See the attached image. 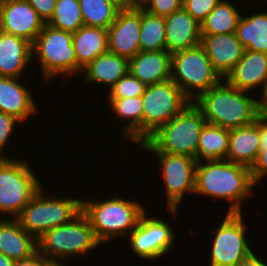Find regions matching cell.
<instances>
[{"label": "cell", "instance_id": "obj_31", "mask_svg": "<svg viewBox=\"0 0 267 266\" xmlns=\"http://www.w3.org/2000/svg\"><path fill=\"white\" fill-rule=\"evenodd\" d=\"M139 45L141 52L166 50L164 17L153 15L142 7Z\"/></svg>", "mask_w": 267, "mask_h": 266}, {"label": "cell", "instance_id": "obj_33", "mask_svg": "<svg viewBox=\"0 0 267 266\" xmlns=\"http://www.w3.org/2000/svg\"><path fill=\"white\" fill-rule=\"evenodd\" d=\"M146 85L130 72L121 77L109 90V98H128L142 96Z\"/></svg>", "mask_w": 267, "mask_h": 266}, {"label": "cell", "instance_id": "obj_28", "mask_svg": "<svg viewBox=\"0 0 267 266\" xmlns=\"http://www.w3.org/2000/svg\"><path fill=\"white\" fill-rule=\"evenodd\" d=\"M228 151L229 130L206 123L199 136L197 161L225 159Z\"/></svg>", "mask_w": 267, "mask_h": 266}, {"label": "cell", "instance_id": "obj_38", "mask_svg": "<svg viewBox=\"0 0 267 266\" xmlns=\"http://www.w3.org/2000/svg\"><path fill=\"white\" fill-rule=\"evenodd\" d=\"M45 24L52 18L57 0H26Z\"/></svg>", "mask_w": 267, "mask_h": 266}, {"label": "cell", "instance_id": "obj_45", "mask_svg": "<svg viewBox=\"0 0 267 266\" xmlns=\"http://www.w3.org/2000/svg\"><path fill=\"white\" fill-rule=\"evenodd\" d=\"M51 266H65V265H62L61 263H53Z\"/></svg>", "mask_w": 267, "mask_h": 266}, {"label": "cell", "instance_id": "obj_29", "mask_svg": "<svg viewBox=\"0 0 267 266\" xmlns=\"http://www.w3.org/2000/svg\"><path fill=\"white\" fill-rule=\"evenodd\" d=\"M85 26L108 29L124 7L120 0H79Z\"/></svg>", "mask_w": 267, "mask_h": 266}, {"label": "cell", "instance_id": "obj_9", "mask_svg": "<svg viewBox=\"0 0 267 266\" xmlns=\"http://www.w3.org/2000/svg\"><path fill=\"white\" fill-rule=\"evenodd\" d=\"M33 56L40 62L44 79L77 73V58L72 43V32L45 24L34 43ZM56 76V77H55Z\"/></svg>", "mask_w": 267, "mask_h": 266}, {"label": "cell", "instance_id": "obj_18", "mask_svg": "<svg viewBox=\"0 0 267 266\" xmlns=\"http://www.w3.org/2000/svg\"><path fill=\"white\" fill-rule=\"evenodd\" d=\"M226 82L242 91H252L267 84V54L245 49L242 58L225 78Z\"/></svg>", "mask_w": 267, "mask_h": 266}, {"label": "cell", "instance_id": "obj_42", "mask_svg": "<svg viewBox=\"0 0 267 266\" xmlns=\"http://www.w3.org/2000/svg\"><path fill=\"white\" fill-rule=\"evenodd\" d=\"M147 0H124L125 7H142Z\"/></svg>", "mask_w": 267, "mask_h": 266}, {"label": "cell", "instance_id": "obj_24", "mask_svg": "<svg viewBox=\"0 0 267 266\" xmlns=\"http://www.w3.org/2000/svg\"><path fill=\"white\" fill-rule=\"evenodd\" d=\"M72 43L77 58V73L80 74L90 62L108 51V29L83 25L72 33Z\"/></svg>", "mask_w": 267, "mask_h": 266}, {"label": "cell", "instance_id": "obj_14", "mask_svg": "<svg viewBox=\"0 0 267 266\" xmlns=\"http://www.w3.org/2000/svg\"><path fill=\"white\" fill-rule=\"evenodd\" d=\"M45 22L26 0H0V30L32 44Z\"/></svg>", "mask_w": 267, "mask_h": 266}, {"label": "cell", "instance_id": "obj_37", "mask_svg": "<svg viewBox=\"0 0 267 266\" xmlns=\"http://www.w3.org/2000/svg\"><path fill=\"white\" fill-rule=\"evenodd\" d=\"M250 175L255 185L267 175V146H260L258 156L250 168Z\"/></svg>", "mask_w": 267, "mask_h": 266}, {"label": "cell", "instance_id": "obj_5", "mask_svg": "<svg viewBox=\"0 0 267 266\" xmlns=\"http://www.w3.org/2000/svg\"><path fill=\"white\" fill-rule=\"evenodd\" d=\"M99 245L89 219L82 211L69 223L51 228L38 238V252L52 263L84 255Z\"/></svg>", "mask_w": 267, "mask_h": 266}, {"label": "cell", "instance_id": "obj_10", "mask_svg": "<svg viewBox=\"0 0 267 266\" xmlns=\"http://www.w3.org/2000/svg\"><path fill=\"white\" fill-rule=\"evenodd\" d=\"M42 187L26 161L0 158V213L17 218Z\"/></svg>", "mask_w": 267, "mask_h": 266}, {"label": "cell", "instance_id": "obj_36", "mask_svg": "<svg viewBox=\"0 0 267 266\" xmlns=\"http://www.w3.org/2000/svg\"><path fill=\"white\" fill-rule=\"evenodd\" d=\"M17 122L21 123L16 117L0 112V158H8L4 154L2 155V151Z\"/></svg>", "mask_w": 267, "mask_h": 266}, {"label": "cell", "instance_id": "obj_30", "mask_svg": "<svg viewBox=\"0 0 267 266\" xmlns=\"http://www.w3.org/2000/svg\"><path fill=\"white\" fill-rule=\"evenodd\" d=\"M229 1L221 0L201 23V34L236 33L242 14Z\"/></svg>", "mask_w": 267, "mask_h": 266}, {"label": "cell", "instance_id": "obj_12", "mask_svg": "<svg viewBox=\"0 0 267 266\" xmlns=\"http://www.w3.org/2000/svg\"><path fill=\"white\" fill-rule=\"evenodd\" d=\"M156 154L163 170L164 183L166 186L167 207L175 216L183 195L186 192L194 193L197 160L193 157L164 152Z\"/></svg>", "mask_w": 267, "mask_h": 266}, {"label": "cell", "instance_id": "obj_35", "mask_svg": "<svg viewBox=\"0 0 267 266\" xmlns=\"http://www.w3.org/2000/svg\"><path fill=\"white\" fill-rule=\"evenodd\" d=\"M181 7L182 0H147L142 6L149 13L161 17H166Z\"/></svg>", "mask_w": 267, "mask_h": 266}, {"label": "cell", "instance_id": "obj_17", "mask_svg": "<svg viewBox=\"0 0 267 266\" xmlns=\"http://www.w3.org/2000/svg\"><path fill=\"white\" fill-rule=\"evenodd\" d=\"M164 19L167 52L173 54L200 44L201 25L183 7Z\"/></svg>", "mask_w": 267, "mask_h": 266}, {"label": "cell", "instance_id": "obj_40", "mask_svg": "<svg viewBox=\"0 0 267 266\" xmlns=\"http://www.w3.org/2000/svg\"><path fill=\"white\" fill-rule=\"evenodd\" d=\"M260 146H267V113L259 115Z\"/></svg>", "mask_w": 267, "mask_h": 266}, {"label": "cell", "instance_id": "obj_4", "mask_svg": "<svg viewBox=\"0 0 267 266\" xmlns=\"http://www.w3.org/2000/svg\"><path fill=\"white\" fill-rule=\"evenodd\" d=\"M206 123L202 112L191 102L177 116L139 145L151 153L186 155L197 160L199 136Z\"/></svg>", "mask_w": 267, "mask_h": 266}, {"label": "cell", "instance_id": "obj_23", "mask_svg": "<svg viewBox=\"0 0 267 266\" xmlns=\"http://www.w3.org/2000/svg\"><path fill=\"white\" fill-rule=\"evenodd\" d=\"M259 151V116L252 124L229 130L227 161L251 168Z\"/></svg>", "mask_w": 267, "mask_h": 266}, {"label": "cell", "instance_id": "obj_2", "mask_svg": "<svg viewBox=\"0 0 267 266\" xmlns=\"http://www.w3.org/2000/svg\"><path fill=\"white\" fill-rule=\"evenodd\" d=\"M224 82L211 87L193 101L205 121L228 130L255 122L262 113L260 101Z\"/></svg>", "mask_w": 267, "mask_h": 266}, {"label": "cell", "instance_id": "obj_8", "mask_svg": "<svg viewBox=\"0 0 267 266\" xmlns=\"http://www.w3.org/2000/svg\"><path fill=\"white\" fill-rule=\"evenodd\" d=\"M141 97L142 142L192 102L171 79L146 86Z\"/></svg>", "mask_w": 267, "mask_h": 266}, {"label": "cell", "instance_id": "obj_20", "mask_svg": "<svg viewBox=\"0 0 267 266\" xmlns=\"http://www.w3.org/2000/svg\"><path fill=\"white\" fill-rule=\"evenodd\" d=\"M172 54L166 50L139 52L129 60V72L146 86L171 79Z\"/></svg>", "mask_w": 267, "mask_h": 266}, {"label": "cell", "instance_id": "obj_13", "mask_svg": "<svg viewBox=\"0 0 267 266\" xmlns=\"http://www.w3.org/2000/svg\"><path fill=\"white\" fill-rule=\"evenodd\" d=\"M145 213L128 235L130 248L141 259L160 258L173 246L175 233L168 222L156 217H146Z\"/></svg>", "mask_w": 267, "mask_h": 266}, {"label": "cell", "instance_id": "obj_16", "mask_svg": "<svg viewBox=\"0 0 267 266\" xmlns=\"http://www.w3.org/2000/svg\"><path fill=\"white\" fill-rule=\"evenodd\" d=\"M200 45L223 80L242 58L245 50L236 33L201 34Z\"/></svg>", "mask_w": 267, "mask_h": 266}, {"label": "cell", "instance_id": "obj_39", "mask_svg": "<svg viewBox=\"0 0 267 266\" xmlns=\"http://www.w3.org/2000/svg\"><path fill=\"white\" fill-rule=\"evenodd\" d=\"M53 263L48 261L39 252L24 260H17L13 266H51Z\"/></svg>", "mask_w": 267, "mask_h": 266}, {"label": "cell", "instance_id": "obj_26", "mask_svg": "<svg viewBox=\"0 0 267 266\" xmlns=\"http://www.w3.org/2000/svg\"><path fill=\"white\" fill-rule=\"evenodd\" d=\"M114 115L129 120L123 128L124 138L136 144L142 143V97L109 98Z\"/></svg>", "mask_w": 267, "mask_h": 266}, {"label": "cell", "instance_id": "obj_11", "mask_svg": "<svg viewBox=\"0 0 267 266\" xmlns=\"http://www.w3.org/2000/svg\"><path fill=\"white\" fill-rule=\"evenodd\" d=\"M213 237L211 266H235L253 252L246 241V226L241 213H228Z\"/></svg>", "mask_w": 267, "mask_h": 266}, {"label": "cell", "instance_id": "obj_21", "mask_svg": "<svg viewBox=\"0 0 267 266\" xmlns=\"http://www.w3.org/2000/svg\"><path fill=\"white\" fill-rule=\"evenodd\" d=\"M32 59L31 42L0 30V76L20 78Z\"/></svg>", "mask_w": 267, "mask_h": 266}, {"label": "cell", "instance_id": "obj_43", "mask_svg": "<svg viewBox=\"0 0 267 266\" xmlns=\"http://www.w3.org/2000/svg\"><path fill=\"white\" fill-rule=\"evenodd\" d=\"M262 93H263L262 97L260 98L261 100H259L260 101V107H261L262 112L267 113V84H266V87Z\"/></svg>", "mask_w": 267, "mask_h": 266}, {"label": "cell", "instance_id": "obj_1", "mask_svg": "<svg viewBox=\"0 0 267 266\" xmlns=\"http://www.w3.org/2000/svg\"><path fill=\"white\" fill-rule=\"evenodd\" d=\"M254 186L250 168L244 165L226 159L197 162L194 193L229 201L228 213H242L240 204Z\"/></svg>", "mask_w": 267, "mask_h": 266}, {"label": "cell", "instance_id": "obj_15", "mask_svg": "<svg viewBox=\"0 0 267 266\" xmlns=\"http://www.w3.org/2000/svg\"><path fill=\"white\" fill-rule=\"evenodd\" d=\"M141 7H123L108 28V51L130 60L140 52Z\"/></svg>", "mask_w": 267, "mask_h": 266}, {"label": "cell", "instance_id": "obj_41", "mask_svg": "<svg viewBox=\"0 0 267 266\" xmlns=\"http://www.w3.org/2000/svg\"><path fill=\"white\" fill-rule=\"evenodd\" d=\"M235 266H267V264L263 263L262 260L257 258V256L252 253L249 257L240 261Z\"/></svg>", "mask_w": 267, "mask_h": 266}, {"label": "cell", "instance_id": "obj_7", "mask_svg": "<svg viewBox=\"0 0 267 266\" xmlns=\"http://www.w3.org/2000/svg\"><path fill=\"white\" fill-rule=\"evenodd\" d=\"M43 187L17 217L21 226L37 239L51 228L69 223L82 211V199L43 196Z\"/></svg>", "mask_w": 267, "mask_h": 266}, {"label": "cell", "instance_id": "obj_3", "mask_svg": "<svg viewBox=\"0 0 267 266\" xmlns=\"http://www.w3.org/2000/svg\"><path fill=\"white\" fill-rule=\"evenodd\" d=\"M82 212L87 216L100 244L128 236L139 222L145 208L134 200L109 197L107 200L82 199Z\"/></svg>", "mask_w": 267, "mask_h": 266}, {"label": "cell", "instance_id": "obj_6", "mask_svg": "<svg viewBox=\"0 0 267 266\" xmlns=\"http://www.w3.org/2000/svg\"><path fill=\"white\" fill-rule=\"evenodd\" d=\"M221 79L200 44L172 54L171 80L192 102Z\"/></svg>", "mask_w": 267, "mask_h": 266}, {"label": "cell", "instance_id": "obj_25", "mask_svg": "<svg viewBox=\"0 0 267 266\" xmlns=\"http://www.w3.org/2000/svg\"><path fill=\"white\" fill-rule=\"evenodd\" d=\"M86 72V83H100L110 88L129 72V60L109 51L99 55L82 72Z\"/></svg>", "mask_w": 267, "mask_h": 266}, {"label": "cell", "instance_id": "obj_27", "mask_svg": "<svg viewBox=\"0 0 267 266\" xmlns=\"http://www.w3.org/2000/svg\"><path fill=\"white\" fill-rule=\"evenodd\" d=\"M236 35L245 49L267 54V12L241 15Z\"/></svg>", "mask_w": 267, "mask_h": 266}, {"label": "cell", "instance_id": "obj_44", "mask_svg": "<svg viewBox=\"0 0 267 266\" xmlns=\"http://www.w3.org/2000/svg\"><path fill=\"white\" fill-rule=\"evenodd\" d=\"M14 260L0 253V266H13Z\"/></svg>", "mask_w": 267, "mask_h": 266}, {"label": "cell", "instance_id": "obj_32", "mask_svg": "<svg viewBox=\"0 0 267 266\" xmlns=\"http://www.w3.org/2000/svg\"><path fill=\"white\" fill-rule=\"evenodd\" d=\"M46 24L59 30L76 32L84 25L79 0H57L52 18Z\"/></svg>", "mask_w": 267, "mask_h": 266}, {"label": "cell", "instance_id": "obj_22", "mask_svg": "<svg viewBox=\"0 0 267 266\" xmlns=\"http://www.w3.org/2000/svg\"><path fill=\"white\" fill-rule=\"evenodd\" d=\"M19 78L0 76V112L12 115L21 123L37 113L30 91Z\"/></svg>", "mask_w": 267, "mask_h": 266}, {"label": "cell", "instance_id": "obj_19", "mask_svg": "<svg viewBox=\"0 0 267 266\" xmlns=\"http://www.w3.org/2000/svg\"><path fill=\"white\" fill-rule=\"evenodd\" d=\"M38 252V239L27 232L17 218H0V253L17 261Z\"/></svg>", "mask_w": 267, "mask_h": 266}, {"label": "cell", "instance_id": "obj_34", "mask_svg": "<svg viewBox=\"0 0 267 266\" xmlns=\"http://www.w3.org/2000/svg\"><path fill=\"white\" fill-rule=\"evenodd\" d=\"M221 0H182V7L201 25Z\"/></svg>", "mask_w": 267, "mask_h": 266}]
</instances>
